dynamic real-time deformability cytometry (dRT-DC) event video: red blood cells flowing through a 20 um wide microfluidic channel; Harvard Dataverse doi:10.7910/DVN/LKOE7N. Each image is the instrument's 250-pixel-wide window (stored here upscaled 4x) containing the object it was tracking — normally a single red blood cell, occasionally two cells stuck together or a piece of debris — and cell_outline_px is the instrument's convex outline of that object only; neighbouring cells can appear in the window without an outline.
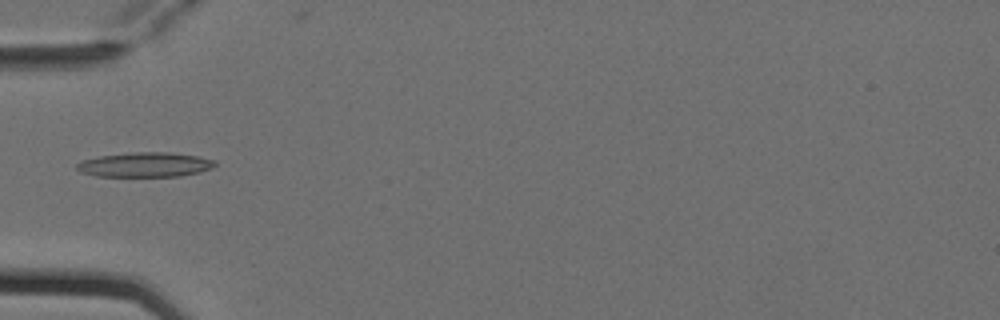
{"species": "Egyptian fruit bat (a non-hibernating species)", "species_latin": "Rousettus aegyptiacus", "temperature_condition": "cold", "stored_images_in_passage": 6, "camera_frame_rate_fps": 3000, "um_per_image_px": 0.085, "animal": {"sex": "female"}, "frame": {"image": 1, "passage_image": 6, "time_ms": 1.667, "image_size_px": [1000, 320], "cell_outline_px": [[216, 164], [212, 168], [200, 172], [180, 176], [96, 176], [80, 172], [76, 168], [76, 164], [84, 160], [100, 156], [136, 152], [172, 152], [196, 156], [216, 160]], "centroid_in_image_um": [12.36, 14.0], "position_along_channel_um": 72.6, "area_um2": 19.77}}